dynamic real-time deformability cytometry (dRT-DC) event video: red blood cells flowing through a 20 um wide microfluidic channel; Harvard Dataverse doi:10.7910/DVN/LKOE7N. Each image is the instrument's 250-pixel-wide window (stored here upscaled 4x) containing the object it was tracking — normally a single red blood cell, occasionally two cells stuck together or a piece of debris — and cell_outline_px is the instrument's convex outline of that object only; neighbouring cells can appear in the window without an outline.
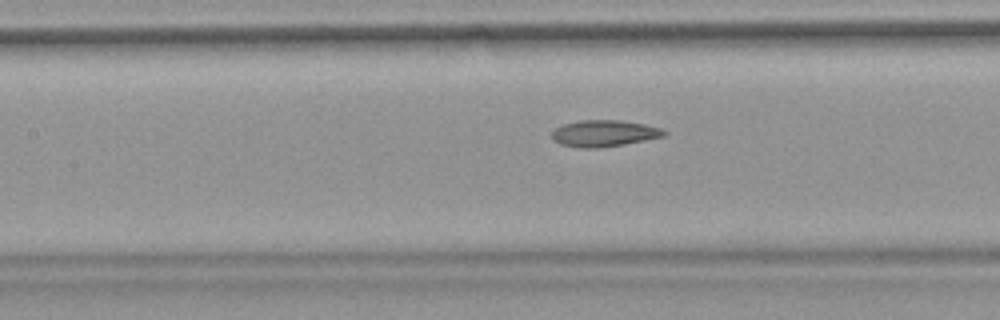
{"species": "common noctule bat (a hibernating species)", "species_latin": "Nyctalus noctula", "temperature_condition": "warm", "stored_images_in_passage": 51, "camera_frame_rate_fps": 3000, "um_per_image_px": 0.085, "animal": {"sex": "female", "body_mass_g": 18.4}, "frame": {"image": 1, "passage_image": 22, "time_ms": 7.0, "image_size_px": [1000, 320], "cell_outline_px": [[668, 132], [664, 136], [624, 144], [596, 148], [580, 148], [560, 144], [552, 140], [552, 132], [556, 128], [564, 124], [580, 120], [620, 120], [644, 124], [660, 128]], "centroid_in_image_um": [51.32, 11.33], "position_along_channel_um": 156.1, "area_um2": 17.22}, "authors_computed_cell_mechanics": {"area_um2": 17.7446, "velocity_mm_per_s": 3.7916, "shape_relaxation_time_tau1_ms": null, "shape_relaxation_time_tau2_ms": 5.1422, "deformation_change_tau1": null, "deformation_change_tau2": 0.1247}}